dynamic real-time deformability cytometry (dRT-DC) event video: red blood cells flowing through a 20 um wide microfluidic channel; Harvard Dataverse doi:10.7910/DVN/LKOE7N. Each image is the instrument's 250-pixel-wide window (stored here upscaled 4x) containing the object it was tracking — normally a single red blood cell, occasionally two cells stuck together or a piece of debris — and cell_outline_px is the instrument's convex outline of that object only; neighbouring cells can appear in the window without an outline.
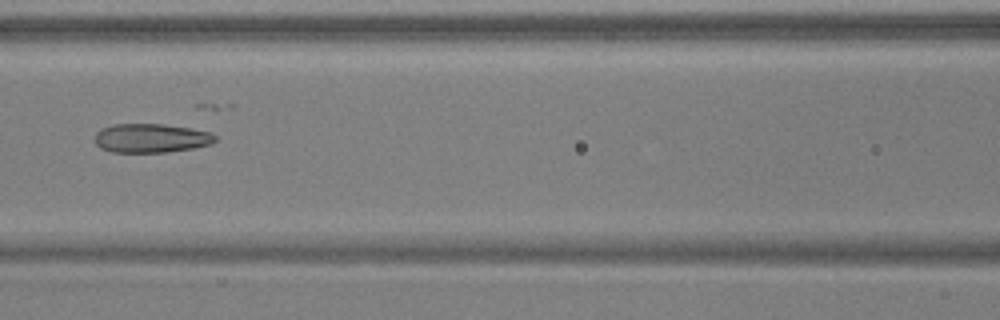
{"species": "common noctule bat (a hibernating species)", "species_latin": "Nyctalus noctula", "temperature_condition": "warm", "stored_images_in_passage": 7, "camera_frame_rate_fps": 3000, "um_per_image_px": 0.085, "animal": {"sex": "male", "body_mass_g": 17.9, "forearm_length_mm": 54.2}, "frame": {"image": 1, "passage_image": 6, "time_ms": 1.667, "image_size_px": [1000, 320], "cell_outline_px": [[216, 140], [212, 144], [192, 148], [164, 152], [112, 152], [100, 148], [96, 144], [96, 132], [100, 128], [112, 124], [160, 124], [192, 128], [212, 132], [216, 136]], "centroid_in_image_um": [12.85, 11.73], "position_along_channel_um": 153.8, "area_um2": 20.4}}